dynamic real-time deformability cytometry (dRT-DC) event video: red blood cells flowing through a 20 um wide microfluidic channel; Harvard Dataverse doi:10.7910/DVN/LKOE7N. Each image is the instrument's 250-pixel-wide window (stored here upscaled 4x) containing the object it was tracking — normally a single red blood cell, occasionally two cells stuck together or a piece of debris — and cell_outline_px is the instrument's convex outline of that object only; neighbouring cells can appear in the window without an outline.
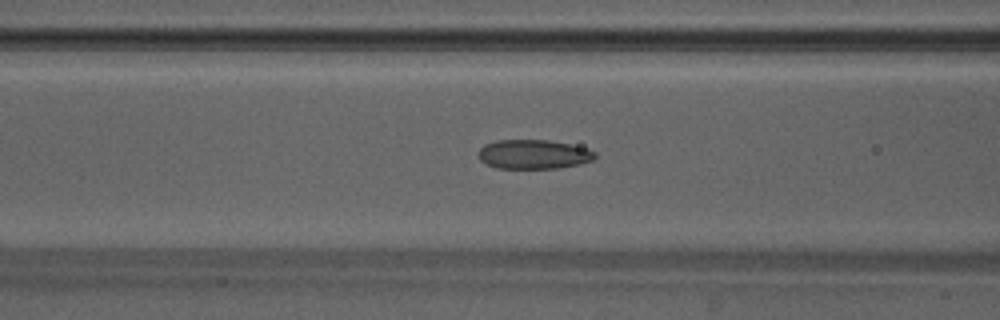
{"species": "Egyptian fruit bat (a non-hibernating species)", "species_latin": "Rousettus aegyptiacus", "temperature_condition": "warm", "stored_images_in_passage": 39, "camera_frame_rate_fps": 3000, "um_per_image_px": 0.085, "animal": {"sex": "male"}, "frame": {"image": 1, "passage_image": 17, "time_ms": 5.333, "image_size_px": [1000, 320], "cell_outline_px": [[596, 156], [592, 160], [580, 164], [556, 168], [496, 168], [480, 160], [480, 148], [484, 144], [496, 140], [548, 140], [568, 144], [584, 148], [596, 152]], "centroid_in_image_um": [45.34, 13.11], "position_along_channel_um": 121.3, "area_um2": 19.65}}
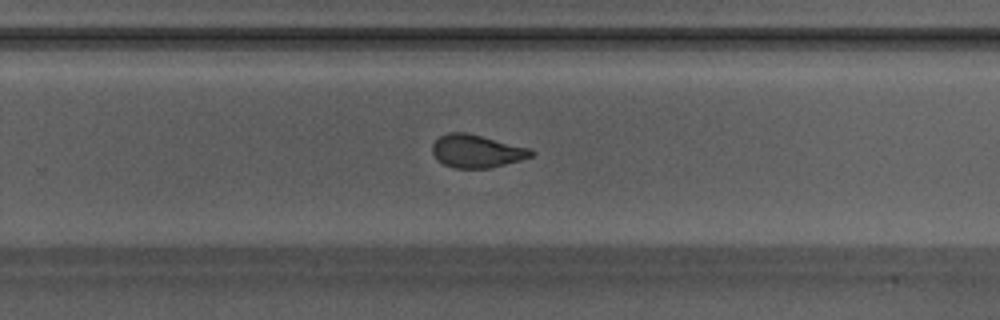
{"frame": {"image": 2, "passage_image": 29, "time_ms": 9.333, "image_size_px": [1000, 320], "cell_outline_px": [[536, 152], [532, 156], [520, 160], [488, 168], [452, 168], [436, 160], [432, 152], [432, 144], [440, 136], [448, 132], [468, 132], [532, 148]], "centroid_in_image_um": [40.52, 12.83], "position_along_channel_um": 289.3, "area_um2": 19.25}}
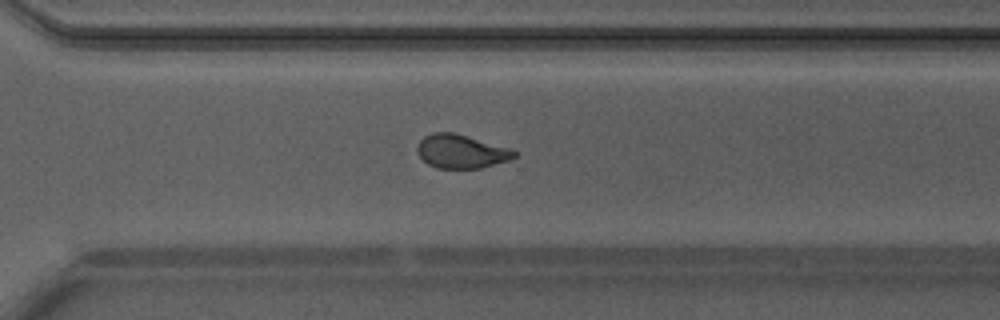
{"frame": {"image": 3, "passage_image": 32, "time_ms": 10.333, "image_size_px": [1000, 320], "cell_outline_px": [[516, 156], [512, 160], [480, 168], [436, 168], [428, 164], [416, 152], [416, 148], [420, 140], [424, 136], [432, 132], [452, 132], [512, 148], [516, 152]], "centroid_in_image_um": [39.21, 12.87], "position_along_channel_um": 331.4, "area_um2": 19.19}, "authors_computed_cell_mechanics": {"area_um2": 19.7676, "velocity_mm_per_s": 4.2149, "shape_relaxation_time_tau1_ms": 6.5146, "shape_relaxation_time_tau2_ms": 1.2436, "deformation_change_tau1": 0.1876, "deformation_change_tau2": 0.077}}